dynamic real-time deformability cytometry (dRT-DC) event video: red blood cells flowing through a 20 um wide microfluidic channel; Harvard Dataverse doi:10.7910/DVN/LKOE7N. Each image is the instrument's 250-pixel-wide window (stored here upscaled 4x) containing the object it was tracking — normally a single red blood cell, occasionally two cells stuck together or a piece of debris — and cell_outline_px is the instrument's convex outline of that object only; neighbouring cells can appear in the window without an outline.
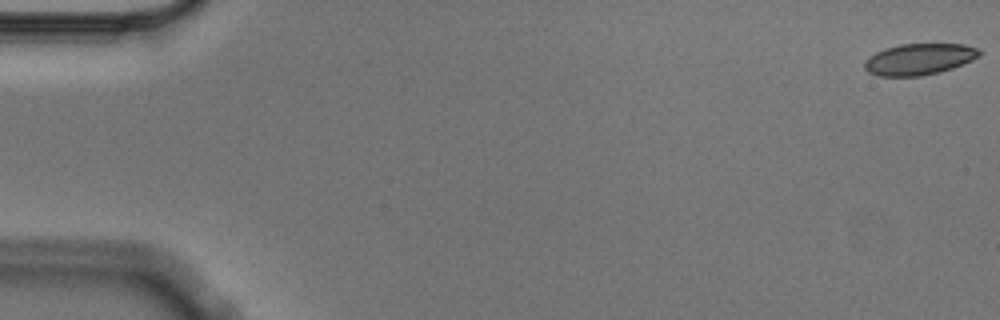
{"species": "Egyptian fruit bat (a non-hibernating species)", "species_latin": "Rousettus aegyptiacus", "temperature_condition": "cold", "stored_images_in_passage": 6, "segment_of_instrument_passage": [1, 2], "camera_frame_rate_fps": 3000, "um_per_image_px": 0.085, "animal": {"sex": "male"}, "frame": {"image": 1, "passage_image": 1, "time_ms": 0.0, "image_size_px": [1000, 320], "cell_outline_px": [[980, 56], [972, 60], [952, 68], [940, 72], [920, 76], [880, 76], [868, 72], [864, 68], [864, 60], [868, 56], [884, 48], [900, 44], [964, 44], [980, 48]], "centroid_in_image_um": [78.11, 5.02], "position_along_channel_um": 6.9, "area_um2": 21.1}}
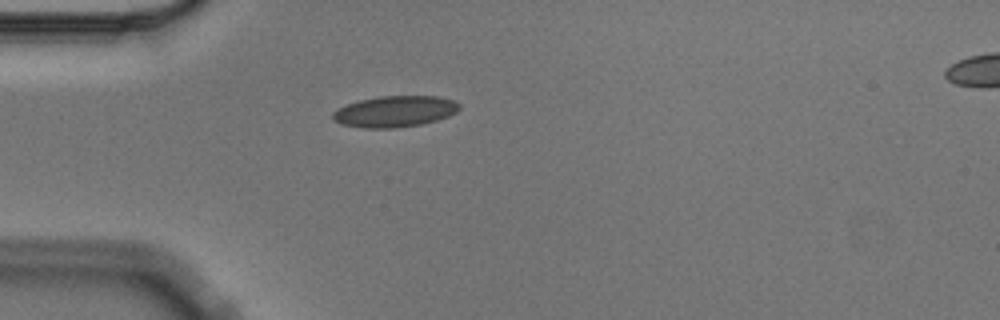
{"frame": {"image": 2, "passage_image": 5, "time_ms": 1.333, "image_size_px": [1000, 320], "cell_outline_px": [[460, 108], [456, 112], [448, 116], [436, 120], [420, 124], [392, 128], [364, 128], [340, 124], [332, 120], [332, 112], [336, 108], [360, 100], [380, 96], [440, 96], [452, 100], [460, 104]], "centroid_in_image_um": [33.53, 9.47], "position_along_channel_um": 51.5, "area_um2": 23.0}}